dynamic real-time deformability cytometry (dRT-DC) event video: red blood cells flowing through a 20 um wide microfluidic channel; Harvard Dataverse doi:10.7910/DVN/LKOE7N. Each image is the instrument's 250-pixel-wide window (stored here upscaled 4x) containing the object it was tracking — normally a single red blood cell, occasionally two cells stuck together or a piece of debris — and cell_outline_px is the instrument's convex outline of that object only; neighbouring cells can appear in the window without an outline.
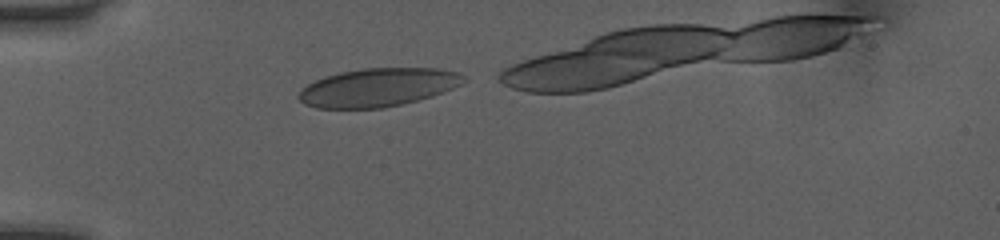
{"species": "human", "species_latin": "Homo sapiens", "temperature_condition": "room temperature", "stored_images_in_passage": 29, "camera_frame_rate_fps": 3000, "um_per_image_px": 0.085, "donor": {"sex": "female"}, "frame": {"image": 1, "passage_image": 2, "time_ms": 0.333, "image_size_px": [1000, 240], "cell_outline_px": [[468, 80], [452, 88], [432, 96], [384, 108], [316, 108], [304, 104], [296, 96], [308, 84], [316, 80], [340, 72], [364, 68], [440, 68], [460, 72], [468, 76]], "centroid_in_image_um": [32.18, 7.42], "position_along_channel_um": 52.8, "area_um2": 36.82}}
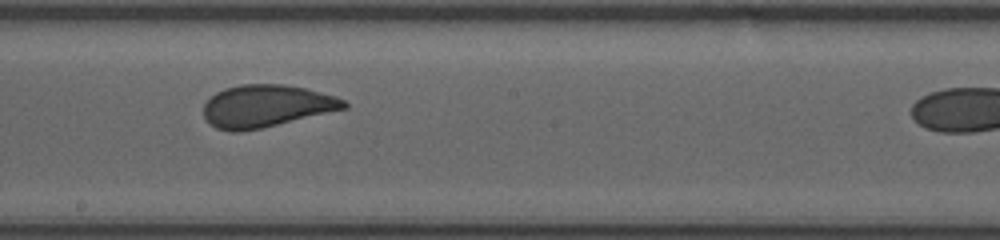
{"frame": {"image": 2, "passage_image": 16, "time_ms": 5.0, "image_size_px": [1000, 240], "cell_outline_px": [[348, 108], [260, 128], [236, 132], [232, 132], [216, 128], [208, 124], [204, 116], [204, 104], [216, 92], [224, 88], [240, 84], [284, 84], [304, 88], [336, 96], [344, 100], [348, 104]], "centroid_in_image_um": [22.61, 9.01], "position_along_channel_um": 225.6, "area_um2": 34.51}}
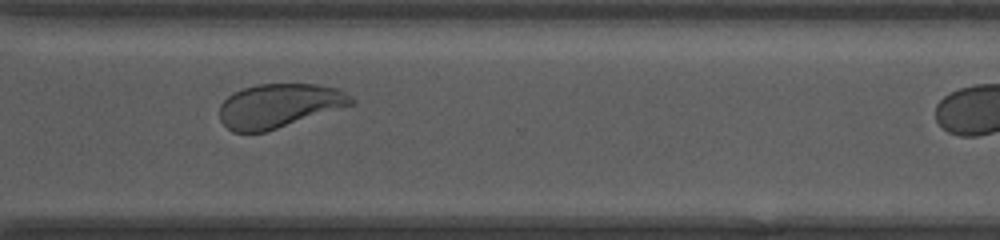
{"frame": {"image": 3, "passage_image": 25, "time_ms": 8.0, "image_size_px": [1000, 240], "cell_outline_px": [[356, 100], [352, 104], [264, 132], [232, 132], [220, 120], [220, 104], [232, 92], [256, 84], [316, 84], [340, 88], [352, 96]], "centroid_in_image_um": [23.7, 8.96], "position_along_channel_um": 346.9, "area_um2": 33.52}}